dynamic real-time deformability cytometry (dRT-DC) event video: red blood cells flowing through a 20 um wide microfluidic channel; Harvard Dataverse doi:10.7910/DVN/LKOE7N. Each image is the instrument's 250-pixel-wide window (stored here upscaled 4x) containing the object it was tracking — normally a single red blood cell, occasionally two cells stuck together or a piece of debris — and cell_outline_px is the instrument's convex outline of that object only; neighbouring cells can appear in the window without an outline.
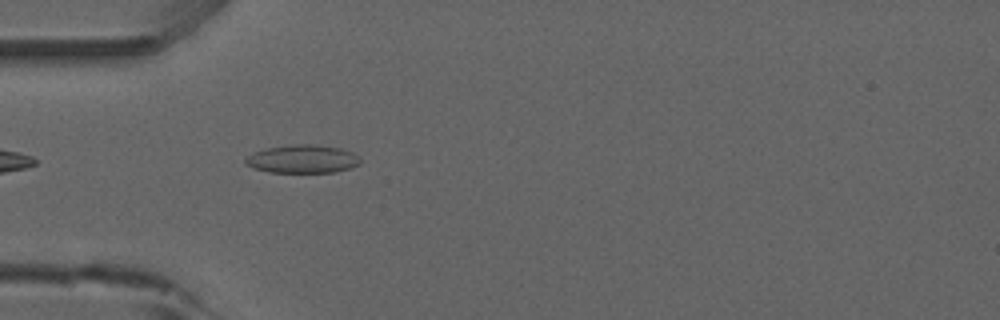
{"species": "common noctule bat (a hibernating species)", "species_latin": "Nyctalus noctula", "temperature_condition": "room temperature", "stored_images_in_passage": 5, "camera_frame_rate_fps": 3000, "um_per_image_px": 0.085, "animal": {"sex": "male", "forearm_length_mm": 52.5}, "frame": {"image": 1, "passage_image": 5, "time_ms": 4.667, "image_size_px": [1000, 320], "cell_outline_px": [[360, 164], [352, 168], [332, 172], [272, 172], [252, 168], [244, 164], [244, 160], [248, 156], [256, 152], [268, 148], [292, 144], [312, 144], [340, 148], [352, 152], [360, 156]], "centroid_in_image_um": [25.74, 13.52], "position_along_channel_um": 59.3, "area_um2": 18.84}}